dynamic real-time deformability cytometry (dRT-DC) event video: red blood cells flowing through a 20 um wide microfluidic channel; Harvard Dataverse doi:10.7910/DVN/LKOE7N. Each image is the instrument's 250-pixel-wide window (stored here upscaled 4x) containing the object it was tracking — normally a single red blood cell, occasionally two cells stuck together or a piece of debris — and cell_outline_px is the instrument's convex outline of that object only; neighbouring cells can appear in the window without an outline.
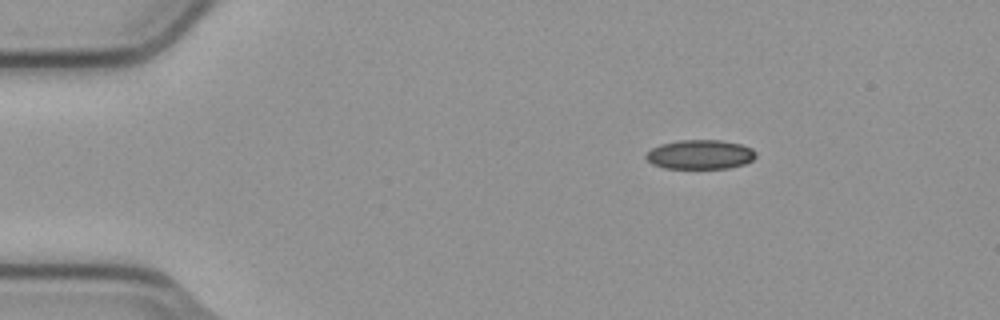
{"species": "common noctule bat (a hibernating species)", "species_latin": "Nyctalus noctula", "temperature_condition": "cold", "stored_images_in_passage": 3, "camera_frame_rate_fps": 3000, "um_per_image_px": 0.085, "animal": {"sex": "male", "body_mass_g": 23.1, "forearm_length_mm": 52.7}, "frame": {"image": 1, "passage_image": 1, "time_ms": 0.0, "image_size_px": [1000, 320], "cell_outline_px": [[756, 156], [752, 160], [744, 164], [728, 168], [664, 168], [652, 164], [644, 156], [652, 148], [660, 144], [680, 140], [720, 140], [740, 144], [752, 148], [756, 152]], "centroid_in_image_um": [59.51, 13.13], "position_along_channel_um": 25.5, "area_um2": 18.73}}